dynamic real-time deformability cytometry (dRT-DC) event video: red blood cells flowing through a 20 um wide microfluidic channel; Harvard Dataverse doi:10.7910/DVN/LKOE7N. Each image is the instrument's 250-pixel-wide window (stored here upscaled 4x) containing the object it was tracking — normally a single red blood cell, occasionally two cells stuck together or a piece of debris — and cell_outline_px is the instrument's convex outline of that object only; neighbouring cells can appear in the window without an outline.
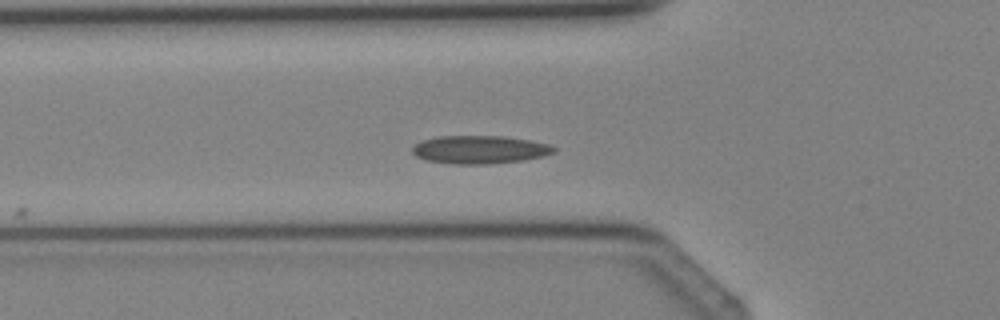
{"species": "Egyptian fruit bat (a non-hibernating species)", "species_latin": "Rousettus aegyptiacus", "temperature_condition": "cold", "stored_images_in_passage": 4, "camera_frame_rate_fps": 3000, "um_per_image_px": 0.085, "animal": {"sex": "female"}, "frame": {"image": 1, "passage_image": 4, "time_ms": 3.667, "image_size_px": [1000, 320], "cell_outline_px": [[556, 152], [544, 156], [520, 160], [484, 164], [456, 164], [428, 160], [416, 156], [412, 152], [412, 148], [416, 144], [424, 140], [440, 136], [504, 136], [532, 140], [548, 144], [556, 148]], "centroid_in_image_um": [40.81, 12.71], "position_along_channel_um": 85.0, "area_um2": 22.95}}